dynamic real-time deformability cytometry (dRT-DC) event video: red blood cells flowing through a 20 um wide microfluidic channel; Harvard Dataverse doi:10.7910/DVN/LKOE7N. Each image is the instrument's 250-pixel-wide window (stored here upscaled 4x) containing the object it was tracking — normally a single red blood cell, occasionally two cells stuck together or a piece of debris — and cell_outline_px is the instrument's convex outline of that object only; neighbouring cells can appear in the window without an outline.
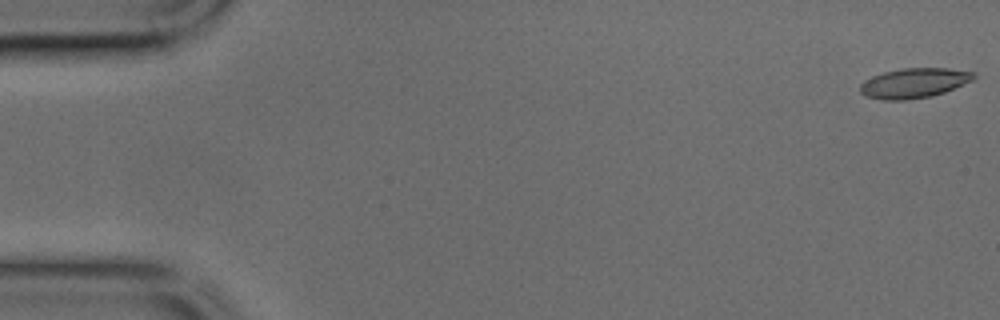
{"species": "common noctule bat (a hibernating species)", "species_latin": "Nyctalus noctula", "temperature_condition": "cold", "stored_images_in_passage": 45, "camera_frame_rate_fps": 3000, "um_per_image_px": 0.085, "animal": {"sex": "male", "body_mass_g": 17.9, "forearm_length_mm": 54.2}, "frame": {"image": 1, "passage_image": 1, "time_ms": 0.0, "image_size_px": [1000, 320], "cell_outline_px": [[976, 76], [972, 80], [944, 92], [932, 96], [904, 100], [884, 100], [864, 96], [860, 92], [860, 84], [864, 80], [872, 76], [884, 72], [900, 68], [948, 68], [976, 72]], "centroid_in_image_um": [77.67, 7.05], "position_along_channel_um": 7.3, "area_um2": 19.83}}
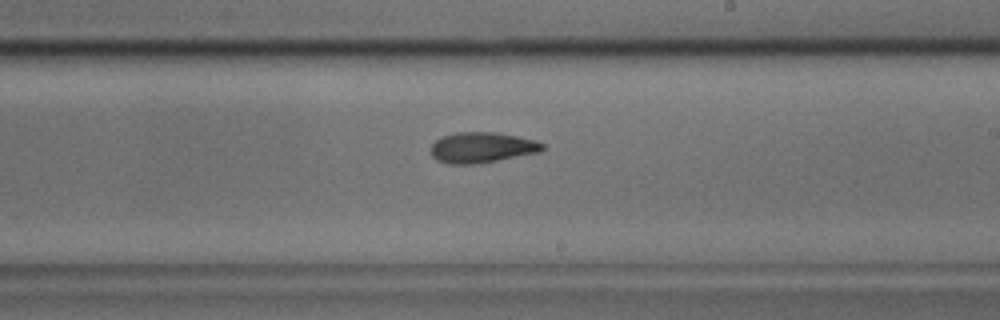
{"frame": {"image": 2, "passage_image": 26, "time_ms": 8.333, "image_size_px": [1000, 320], "cell_outline_px": [[544, 148], [540, 152], [476, 164], [448, 164], [436, 160], [432, 156], [432, 144], [440, 136], [456, 132], [496, 132], [536, 140], [544, 144]], "centroid_in_image_um": [40.95, 12.53], "position_along_channel_um": 248.1, "area_um2": 19.94}}
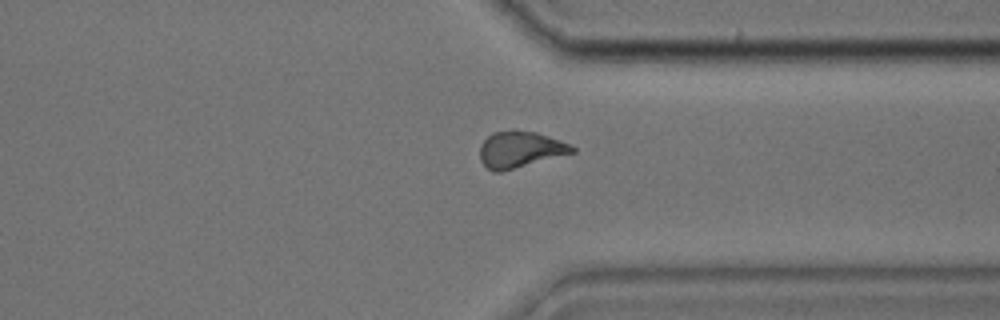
{"frame": {"image": 3, "passage_image": 34, "time_ms": 11.0, "image_size_px": [1000, 320], "cell_outline_px": [[576, 152], [500, 172], [492, 172], [480, 160], [480, 144], [492, 132], [536, 132], [560, 140], [576, 148]], "centroid_in_image_um": [44.2, 12.73], "position_along_channel_um": 367.2, "area_um2": 19.13}}